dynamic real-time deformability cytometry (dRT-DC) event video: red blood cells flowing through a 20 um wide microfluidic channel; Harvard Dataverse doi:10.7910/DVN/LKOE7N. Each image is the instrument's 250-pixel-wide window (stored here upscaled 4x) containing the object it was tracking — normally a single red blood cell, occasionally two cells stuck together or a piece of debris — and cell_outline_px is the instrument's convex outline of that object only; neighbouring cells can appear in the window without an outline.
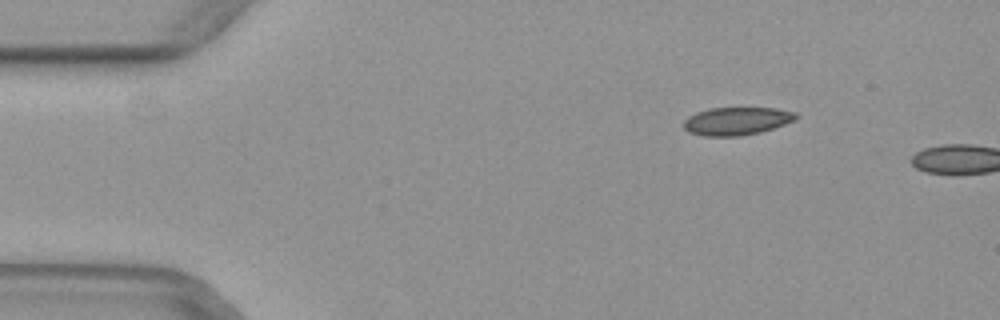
{"species": "common noctule bat (a hibernating species)", "species_latin": "Nyctalus noctula", "temperature_condition": "warm", "stored_images_in_passage": 9, "camera_frame_rate_fps": 3000, "um_per_image_px": 0.085, "animal": {"sex": "female", "body_mass_g": 29.2, "forearm_length_mm": 56.3}, "frame": {"image": 1, "passage_image": 7, "time_ms": 2.0, "image_size_px": [1000, 320], "cell_outline_px": [[796, 116], [792, 120], [784, 124], [760, 132], [740, 136], [704, 136], [688, 132], [684, 128], [684, 120], [688, 116], [696, 112], [712, 108], [776, 108], [796, 112]], "centroid_in_image_um": [62.57, 10.29], "position_along_channel_um": 22.4, "area_um2": 18.09}}